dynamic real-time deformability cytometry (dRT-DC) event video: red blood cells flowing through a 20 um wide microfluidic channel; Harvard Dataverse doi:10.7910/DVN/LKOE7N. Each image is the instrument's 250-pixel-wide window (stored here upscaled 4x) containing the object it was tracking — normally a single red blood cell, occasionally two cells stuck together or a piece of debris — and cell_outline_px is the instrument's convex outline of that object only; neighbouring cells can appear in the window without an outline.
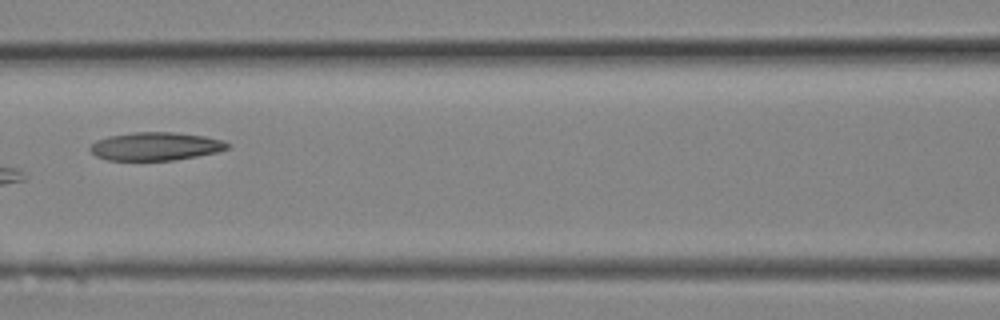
{"species": "Egyptian fruit bat (a non-hibernating species)", "species_latin": "Rousettus aegyptiacus", "temperature_condition": "room temperature", "stored_images_in_passage": 20, "camera_frame_rate_fps": 3000, "um_per_image_px": 0.085, "animal": {"sex": "female"}, "frame": {"image": 1, "passage_image": 9, "time_ms": 2.667, "image_size_px": [1000, 320], "cell_outline_px": [[232, 144], [228, 148], [216, 152], [196, 156], [172, 160], [108, 160], [96, 156], [88, 148], [96, 140], [108, 136], [136, 132], [176, 132], [204, 136], [224, 140]], "centroid_in_image_um": [13.23, 12.43], "position_along_channel_um": 153.4, "area_um2": 22.54}}